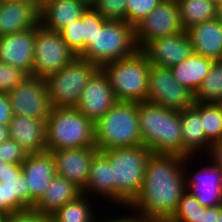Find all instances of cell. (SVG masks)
<instances>
[{
	"mask_svg": "<svg viewBox=\"0 0 222 222\" xmlns=\"http://www.w3.org/2000/svg\"><path fill=\"white\" fill-rule=\"evenodd\" d=\"M81 193L111 203V164L102 151L98 150L93 155L88 179Z\"/></svg>",
	"mask_w": 222,
	"mask_h": 222,
	"instance_id": "d4e9b609",
	"label": "cell"
},
{
	"mask_svg": "<svg viewBox=\"0 0 222 222\" xmlns=\"http://www.w3.org/2000/svg\"><path fill=\"white\" fill-rule=\"evenodd\" d=\"M10 139L28 154L46 151V122L24 115H13L8 124Z\"/></svg>",
	"mask_w": 222,
	"mask_h": 222,
	"instance_id": "44dd1931",
	"label": "cell"
},
{
	"mask_svg": "<svg viewBox=\"0 0 222 222\" xmlns=\"http://www.w3.org/2000/svg\"><path fill=\"white\" fill-rule=\"evenodd\" d=\"M9 139L10 133L8 126L0 124V143L8 141Z\"/></svg>",
	"mask_w": 222,
	"mask_h": 222,
	"instance_id": "ee69618b",
	"label": "cell"
},
{
	"mask_svg": "<svg viewBox=\"0 0 222 222\" xmlns=\"http://www.w3.org/2000/svg\"><path fill=\"white\" fill-rule=\"evenodd\" d=\"M77 55L67 46L60 33L35 27V47L32 76L46 79L58 73Z\"/></svg>",
	"mask_w": 222,
	"mask_h": 222,
	"instance_id": "9c48e42d",
	"label": "cell"
},
{
	"mask_svg": "<svg viewBox=\"0 0 222 222\" xmlns=\"http://www.w3.org/2000/svg\"><path fill=\"white\" fill-rule=\"evenodd\" d=\"M97 147H79L65 150H52L56 174L84 188L89 175L93 155Z\"/></svg>",
	"mask_w": 222,
	"mask_h": 222,
	"instance_id": "d6986e66",
	"label": "cell"
},
{
	"mask_svg": "<svg viewBox=\"0 0 222 222\" xmlns=\"http://www.w3.org/2000/svg\"><path fill=\"white\" fill-rule=\"evenodd\" d=\"M27 155V151L12 139L0 143V161L4 163L21 164Z\"/></svg>",
	"mask_w": 222,
	"mask_h": 222,
	"instance_id": "74e56055",
	"label": "cell"
},
{
	"mask_svg": "<svg viewBox=\"0 0 222 222\" xmlns=\"http://www.w3.org/2000/svg\"><path fill=\"white\" fill-rule=\"evenodd\" d=\"M149 68L150 62L141 49L129 57L101 67L109 79L117 101L134 103L147 100Z\"/></svg>",
	"mask_w": 222,
	"mask_h": 222,
	"instance_id": "8992f818",
	"label": "cell"
},
{
	"mask_svg": "<svg viewBox=\"0 0 222 222\" xmlns=\"http://www.w3.org/2000/svg\"><path fill=\"white\" fill-rule=\"evenodd\" d=\"M161 2L162 0H127L126 21L135 27Z\"/></svg>",
	"mask_w": 222,
	"mask_h": 222,
	"instance_id": "e575fe53",
	"label": "cell"
},
{
	"mask_svg": "<svg viewBox=\"0 0 222 222\" xmlns=\"http://www.w3.org/2000/svg\"><path fill=\"white\" fill-rule=\"evenodd\" d=\"M184 158L177 154L151 153L141 190L127 209L150 222H167L187 191Z\"/></svg>",
	"mask_w": 222,
	"mask_h": 222,
	"instance_id": "6da1fadb",
	"label": "cell"
},
{
	"mask_svg": "<svg viewBox=\"0 0 222 222\" xmlns=\"http://www.w3.org/2000/svg\"><path fill=\"white\" fill-rule=\"evenodd\" d=\"M138 117L143 146L152 153L182 156L180 112L141 102L138 103Z\"/></svg>",
	"mask_w": 222,
	"mask_h": 222,
	"instance_id": "3957f363",
	"label": "cell"
},
{
	"mask_svg": "<svg viewBox=\"0 0 222 222\" xmlns=\"http://www.w3.org/2000/svg\"><path fill=\"white\" fill-rule=\"evenodd\" d=\"M13 116L10 99L7 93H0V124L8 126Z\"/></svg>",
	"mask_w": 222,
	"mask_h": 222,
	"instance_id": "60d3db41",
	"label": "cell"
},
{
	"mask_svg": "<svg viewBox=\"0 0 222 222\" xmlns=\"http://www.w3.org/2000/svg\"><path fill=\"white\" fill-rule=\"evenodd\" d=\"M214 60L192 53L180 64L171 67L174 79L183 86L196 92L203 79L211 70Z\"/></svg>",
	"mask_w": 222,
	"mask_h": 222,
	"instance_id": "4316f807",
	"label": "cell"
},
{
	"mask_svg": "<svg viewBox=\"0 0 222 222\" xmlns=\"http://www.w3.org/2000/svg\"><path fill=\"white\" fill-rule=\"evenodd\" d=\"M52 0H39V12L42 8V6H44L46 3L50 2Z\"/></svg>",
	"mask_w": 222,
	"mask_h": 222,
	"instance_id": "7dc6e473",
	"label": "cell"
},
{
	"mask_svg": "<svg viewBox=\"0 0 222 222\" xmlns=\"http://www.w3.org/2000/svg\"><path fill=\"white\" fill-rule=\"evenodd\" d=\"M195 159L196 156H187L184 158L186 190L196 197V199L205 207L221 205L222 169L208 158L207 161H209L207 162V165L206 163L198 164L197 167L194 166V170L193 163L195 164ZM190 164L191 166H189ZM187 167L189 170L191 168V171H193H189Z\"/></svg>",
	"mask_w": 222,
	"mask_h": 222,
	"instance_id": "8fae6325",
	"label": "cell"
},
{
	"mask_svg": "<svg viewBox=\"0 0 222 222\" xmlns=\"http://www.w3.org/2000/svg\"><path fill=\"white\" fill-rule=\"evenodd\" d=\"M9 1L30 4V5L34 6L39 11V0H9Z\"/></svg>",
	"mask_w": 222,
	"mask_h": 222,
	"instance_id": "f6af8a7d",
	"label": "cell"
},
{
	"mask_svg": "<svg viewBox=\"0 0 222 222\" xmlns=\"http://www.w3.org/2000/svg\"><path fill=\"white\" fill-rule=\"evenodd\" d=\"M13 115H24L46 121L51 111L46 80L27 76L8 93Z\"/></svg>",
	"mask_w": 222,
	"mask_h": 222,
	"instance_id": "4fadbf2b",
	"label": "cell"
},
{
	"mask_svg": "<svg viewBox=\"0 0 222 222\" xmlns=\"http://www.w3.org/2000/svg\"><path fill=\"white\" fill-rule=\"evenodd\" d=\"M39 11L30 4L0 0V37L35 28Z\"/></svg>",
	"mask_w": 222,
	"mask_h": 222,
	"instance_id": "7402d4cb",
	"label": "cell"
},
{
	"mask_svg": "<svg viewBox=\"0 0 222 222\" xmlns=\"http://www.w3.org/2000/svg\"><path fill=\"white\" fill-rule=\"evenodd\" d=\"M146 102L180 112L194 106L195 97L194 92L174 79L170 68L150 64Z\"/></svg>",
	"mask_w": 222,
	"mask_h": 222,
	"instance_id": "30bf717a",
	"label": "cell"
},
{
	"mask_svg": "<svg viewBox=\"0 0 222 222\" xmlns=\"http://www.w3.org/2000/svg\"><path fill=\"white\" fill-rule=\"evenodd\" d=\"M7 221V215L0 213V222H6Z\"/></svg>",
	"mask_w": 222,
	"mask_h": 222,
	"instance_id": "c3c4849f",
	"label": "cell"
},
{
	"mask_svg": "<svg viewBox=\"0 0 222 222\" xmlns=\"http://www.w3.org/2000/svg\"><path fill=\"white\" fill-rule=\"evenodd\" d=\"M195 102L222 103V62L215 60L208 75L194 93Z\"/></svg>",
	"mask_w": 222,
	"mask_h": 222,
	"instance_id": "f546056e",
	"label": "cell"
},
{
	"mask_svg": "<svg viewBox=\"0 0 222 222\" xmlns=\"http://www.w3.org/2000/svg\"><path fill=\"white\" fill-rule=\"evenodd\" d=\"M98 69L89 60L76 56L58 73L48 76L45 80L51 106L76 107L83 89Z\"/></svg>",
	"mask_w": 222,
	"mask_h": 222,
	"instance_id": "ba28073f",
	"label": "cell"
},
{
	"mask_svg": "<svg viewBox=\"0 0 222 222\" xmlns=\"http://www.w3.org/2000/svg\"><path fill=\"white\" fill-rule=\"evenodd\" d=\"M127 211H128V209H126L125 212L123 211L121 213V216H120V214H119V216H116L115 213L114 214L112 213L108 218H106V217L103 218V216H102L103 214H99L96 222H150L148 219L142 218L141 216H139L138 214H136L134 212H131L130 210L127 214L126 213ZM124 213H126V214H124ZM100 215L102 217H100ZM113 215H115V218Z\"/></svg>",
	"mask_w": 222,
	"mask_h": 222,
	"instance_id": "ab89813d",
	"label": "cell"
},
{
	"mask_svg": "<svg viewBox=\"0 0 222 222\" xmlns=\"http://www.w3.org/2000/svg\"><path fill=\"white\" fill-rule=\"evenodd\" d=\"M35 28L0 37V61L28 76L33 73Z\"/></svg>",
	"mask_w": 222,
	"mask_h": 222,
	"instance_id": "ac0fdd59",
	"label": "cell"
},
{
	"mask_svg": "<svg viewBox=\"0 0 222 222\" xmlns=\"http://www.w3.org/2000/svg\"><path fill=\"white\" fill-rule=\"evenodd\" d=\"M218 222H222V210H221L220 216L218 218Z\"/></svg>",
	"mask_w": 222,
	"mask_h": 222,
	"instance_id": "f907efd6",
	"label": "cell"
},
{
	"mask_svg": "<svg viewBox=\"0 0 222 222\" xmlns=\"http://www.w3.org/2000/svg\"><path fill=\"white\" fill-rule=\"evenodd\" d=\"M200 117L206 140L212 145L222 140L221 103H200Z\"/></svg>",
	"mask_w": 222,
	"mask_h": 222,
	"instance_id": "4dcf8cb0",
	"label": "cell"
},
{
	"mask_svg": "<svg viewBox=\"0 0 222 222\" xmlns=\"http://www.w3.org/2000/svg\"><path fill=\"white\" fill-rule=\"evenodd\" d=\"M221 210V205L202 209L201 222H218Z\"/></svg>",
	"mask_w": 222,
	"mask_h": 222,
	"instance_id": "b9f144b4",
	"label": "cell"
},
{
	"mask_svg": "<svg viewBox=\"0 0 222 222\" xmlns=\"http://www.w3.org/2000/svg\"><path fill=\"white\" fill-rule=\"evenodd\" d=\"M118 102L109 79L99 68L83 89L76 108L89 120L97 122Z\"/></svg>",
	"mask_w": 222,
	"mask_h": 222,
	"instance_id": "9a60e30c",
	"label": "cell"
},
{
	"mask_svg": "<svg viewBox=\"0 0 222 222\" xmlns=\"http://www.w3.org/2000/svg\"><path fill=\"white\" fill-rule=\"evenodd\" d=\"M21 166L30 189V208H33L56 175L55 159L51 151L31 153L27 155Z\"/></svg>",
	"mask_w": 222,
	"mask_h": 222,
	"instance_id": "e0dca14e",
	"label": "cell"
},
{
	"mask_svg": "<svg viewBox=\"0 0 222 222\" xmlns=\"http://www.w3.org/2000/svg\"><path fill=\"white\" fill-rule=\"evenodd\" d=\"M84 50L94 39L98 29H101L105 20L91 5L82 14Z\"/></svg>",
	"mask_w": 222,
	"mask_h": 222,
	"instance_id": "d590c367",
	"label": "cell"
},
{
	"mask_svg": "<svg viewBox=\"0 0 222 222\" xmlns=\"http://www.w3.org/2000/svg\"><path fill=\"white\" fill-rule=\"evenodd\" d=\"M150 64L171 68L180 64L193 53L186 31L149 41L142 49Z\"/></svg>",
	"mask_w": 222,
	"mask_h": 222,
	"instance_id": "2e32d148",
	"label": "cell"
},
{
	"mask_svg": "<svg viewBox=\"0 0 222 222\" xmlns=\"http://www.w3.org/2000/svg\"><path fill=\"white\" fill-rule=\"evenodd\" d=\"M6 222H50V216L34 208H27L7 215Z\"/></svg>",
	"mask_w": 222,
	"mask_h": 222,
	"instance_id": "f35d334b",
	"label": "cell"
},
{
	"mask_svg": "<svg viewBox=\"0 0 222 222\" xmlns=\"http://www.w3.org/2000/svg\"><path fill=\"white\" fill-rule=\"evenodd\" d=\"M28 75L22 70L0 61V93H8Z\"/></svg>",
	"mask_w": 222,
	"mask_h": 222,
	"instance_id": "8d00e7d4",
	"label": "cell"
},
{
	"mask_svg": "<svg viewBox=\"0 0 222 222\" xmlns=\"http://www.w3.org/2000/svg\"><path fill=\"white\" fill-rule=\"evenodd\" d=\"M205 208L196 197L186 191L167 222H201L202 209Z\"/></svg>",
	"mask_w": 222,
	"mask_h": 222,
	"instance_id": "1f68e13d",
	"label": "cell"
},
{
	"mask_svg": "<svg viewBox=\"0 0 222 222\" xmlns=\"http://www.w3.org/2000/svg\"><path fill=\"white\" fill-rule=\"evenodd\" d=\"M81 189L70 180L56 174L41 199L34 205V209L50 215L67 202L75 200L81 195Z\"/></svg>",
	"mask_w": 222,
	"mask_h": 222,
	"instance_id": "484cf974",
	"label": "cell"
},
{
	"mask_svg": "<svg viewBox=\"0 0 222 222\" xmlns=\"http://www.w3.org/2000/svg\"><path fill=\"white\" fill-rule=\"evenodd\" d=\"M45 122L47 151L96 147L95 123L76 107H52Z\"/></svg>",
	"mask_w": 222,
	"mask_h": 222,
	"instance_id": "277c9868",
	"label": "cell"
},
{
	"mask_svg": "<svg viewBox=\"0 0 222 222\" xmlns=\"http://www.w3.org/2000/svg\"><path fill=\"white\" fill-rule=\"evenodd\" d=\"M180 20L186 31L191 26L216 19V2L214 0H177Z\"/></svg>",
	"mask_w": 222,
	"mask_h": 222,
	"instance_id": "f1b7e54d",
	"label": "cell"
},
{
	"mask_svg": "<svg viewBox=\"0 0 222 222\" xmlns=\"http://www.w3.org/2000/svg\"><path fill=\"white\" fill-rule=\"evenodd\" d=\"M180 118L182 127V156H199L200 159L205 155L208 156L211 144L206 140L202 128L200 102H195L194 106L180 111ZM203 152H206L204 156L202 155Z\"/></svg>",
	"mask_w": 222,
	"mask_h": 222,
	"instance_id": "ffe728a7",
	"label": "cell"
},
{
	"mask_svg": "<svg viewBox=\"0 0 222 222\" xmlns=\"http://www.w3.org/2000/svg\"><path fill=\"white\" fill-rule=\"evenodd\" d=\"M193 53L203 57L220 60L222 56V22L212 19L195 24L186 30Z\"/></svg>",
	"mask_w": 222,
	"mask_h": 222,
	"instance_id": "603a6c76",
	"label": "cell"
},
{
	"mask_svg": "<svg viewBox=\"0 0 222 222\" xmlns=\"http://www.w3.org/2000/svg\"><path fill=\"white\" fill-rule=\"evenodd\" d=\"M67 46L77 55L84 52L83 19L82 16L72 21L59 31Z\"/></svg>",
	"mask_w": 222,
	"mask_h": 222,
	"instance_id": "d6a6232c",
	"label": "cell"
},
{
	"mask_svg": "<svg viewBox=\"0 0 222 222\" xmlns=\"http://www.w3.org/2000/svg\"><path fill=\"white\" fill-rule=\"evenodd\" d=\"M102 152L111 164V205L115 204L117 209L120 207L123 210L141 190L146 163L152 152L142 144Z\"/></svg>",
	"mask_w": 222,
	"mask_h": 222,
	"instance_id": "7a4b0ae2",
	"label": "cell"
},
{
	"mask_svg": "<svg viewBox=\"0 0 222 222\" xmlns=\"http://www.w3.org/2000/svg\"><path fill=\"white\" fill-rule=\"evenodd\" d=\"M89 6L84 0H52L42 6L39 12L40 25L59 32L81 17Z\"/></svg>",
	"mask_w": 222,
	"mask_h": 222,
	"instance_id": "cb8c5ba5",
	"label": "cell"
},
{
	"mask_svg": "<svg viewBox=\"0 0 222 222\" xmlns=\"http://www.w3.org/2000/svg\"><path fill=\"white\" fill-rule=\"evenodd\" d=\"M91 6L105 20L126 21L127 0H95Z\"/></svg>",
	"mask_w": 222,
	"mask_h": 222,
	"instance_id": "836d02e7",
	"label": "cell"
},
{
	"mask_svg": "<svg viewBox=\"0 0 222 222\" xmlns=\"http://www.w3.org/2000/svg\"><path fill=\"white\" fill-rule=\"evenodd\" d=\"M134 30L139 49L157 37L173 36L184 32L177 0H162L134 27Z\"/></svg>",
	"mask_w": 222,
	"mask_h": 222,
	"instance_id": "7c38bea8",
	"label": "cell"
},
{
	"mask_svg": "<svg viewBox=\"0 0 222 222\" xmlns=\"http://www.w3.org/2000/svg\"><path fill=\"white\" fill-rule=\"evenodd\" d=\"M214 1L216 2V4L222 2V0H214Z\"/></svg>",
	"mask_w": 222,
	"mask_h": 222,
	"instance_id": "816d5d0a",
	"label": "cell"
},
{
	"mask_svg": "<svg viewBox=\"0 0 222 222\" xmlns=\"http://www.w3.org/2000/svg\"><path fill=\"white\" fill-rule=\"evenodd\" d=\"M137 50L134 27L127 21L107 20L80 57L101 68L106 63L129 57Z\"/></svg>",
	"mask_w": 222,
	"mask_h": 222,
	"instance_id": "52a82bcc",
	"label": "cell"
},
{
	"mask_svg": "<svg viewBox=\"0 0 222 222\" xmlns=\"http://www.w3.org/2000/svg\"><path fill=\"white\" fill-rule=\"evenodd\" d=\"M95 142L99 151L141 145L138 103L116 102L95 122Z\"/></svg>",
	"mask_w": 222,
	"mask_h": 222,
	"instance_id": "5b68a950",
	"label": "cell"
},
{
	"mask_svg": "<svg viewBox=\"0 0 222 222\" xmlns=\"http://www.w3.org/2000/svg\"><path fill=\"white\" fill-rule=\"evenodd\" d=\"M30 208V189L27 186L21 164L1 162L0 213L13 214Z\"/></svg>",
	"mask_w": 222,
	"mask_h": 222,
	"instance_id": "5bb4252c",
	"label": "cell"
},
{
	"mask_svg": "<svg viewBox=\"0 0 222 222\" xmlns=\"http://www.w3.org/2000/svg\"><path fill=\"white\" fill-rule=\"evenodd\" d=\"M86 1L89 5H91L95 0H84Z\"/></svg>",
	"mask_w": 222,
	"mask_h": 222,
	"instance_id": "681fc988",
	"label": "cell"
},
{
	"mask_svg": "<svg viewBox=\"0 0 222 222\" xmlns=\"http://www.w3.org/2000/svg\"><path fill=\"white\" fill-rule=\"evenodd\" d=\"M90 199L88 195H79L75 200L67 202L50 214V222H96L99 214L96 210L101 208L94 204L97 200Z\"/></svg>",
	"mask_w": 222,
	"mask_h": 222,
	"instance_id": "83f0119b",
	"label": "cell"
},
{
	"mask_svg": "<svg viewBox=\"0 0 222 222\" xmlns=\"http://www.w3.org/2000/svg\"><path fill=\"white\" fill-rule=\"evenodd\" d=\"M216 19L222 22V2L217 3L216 6Z\"/></svg>",
	"mask_w": 222,
	"mask_h": 222,
	"instance_id": "bcb514c9",
	"label": "cell"
},
{
	"mask_svg": "<svg viewBox=\"0 0 222 222\" xmlns=\"http://www.w3.org/2000/svg\"><path fill=\"white\" fill-rule=\"evenodd\" d=\"M208 155L207 157L222 169V140L211 145Z\"/></svg>",
	"mask_w": 222,
	"mask_h": 222,
	"instance_id": "7bdbcfd3",
	"label": "cell"
}]
</instances>
